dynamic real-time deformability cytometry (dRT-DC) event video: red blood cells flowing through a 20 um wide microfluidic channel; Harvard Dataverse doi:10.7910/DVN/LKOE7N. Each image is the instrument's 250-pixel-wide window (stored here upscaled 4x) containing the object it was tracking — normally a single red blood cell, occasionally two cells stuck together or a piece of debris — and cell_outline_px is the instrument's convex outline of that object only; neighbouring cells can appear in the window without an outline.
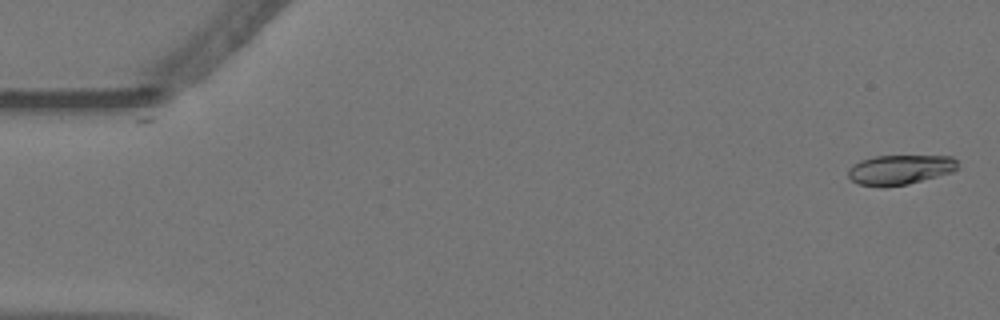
{"species": "Egyptian fruit bat (a non-hibernating species)", "species_latin": "Rousettus aegyptiacus", "temperature_condition": "warm", "stored_images_in_passage": 20, "camera_frame_rate_fps": 3000, "um_per_image_px": 0.085, "animal": {"sex": "female"}, "frame": {"image": 1, "passage_image": 1, "time_ms": 0.0, "image_size_px": [1000, 320], "cell_outline_px": [[956, 168], [952, 172], [908, 184], [884, 188], [860, 184], [852, 180], [848, 176], [848, 168], [852, 164], [860, 160], [876, 156], [952, 156], [956, 160]], "centroid_in_image_um": [76.45, 14.43], "position_along_channel_um": 8.6, "area_um2": 19.02}}
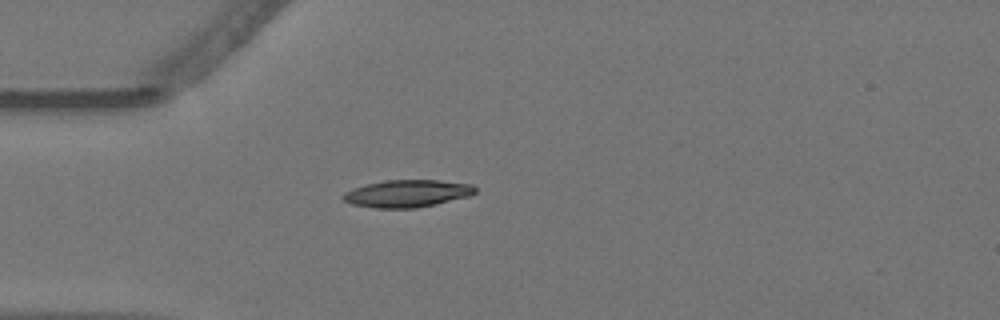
{"frame": {"image": 2, "passage_image": 15, "time_ms": 4.667, "image_size_px": [1000, 320], "cell_outline_px": [[476, 192], [472, 196], [436, 204], [416, 208], [376, 208], [352, 204], [344, 200], [340, 196], [344, 192], [352, 188], [384, 180], [440, 180], [472, 184], [476, 188]], "centroid_in_image_um": [34.64, 16.45], "position_along_channel_um": 50.4, "area_um2": 21.21}}